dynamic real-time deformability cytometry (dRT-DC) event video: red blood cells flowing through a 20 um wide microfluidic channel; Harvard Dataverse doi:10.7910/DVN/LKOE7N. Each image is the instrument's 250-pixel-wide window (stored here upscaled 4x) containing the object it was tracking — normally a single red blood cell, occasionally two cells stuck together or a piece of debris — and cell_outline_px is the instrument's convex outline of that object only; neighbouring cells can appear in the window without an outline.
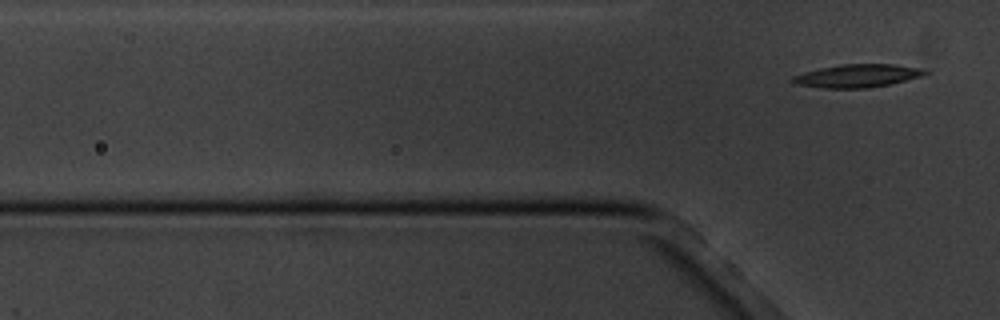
{"species": "common noctule bat (a hibernating species)", "species_latin": "Nyctalus noctula", "temperature_condition": "cold", "stored_images_in_passage": 7, "segment_of_instrument_passage": [2, 2], "camera_frame_rate_fps": 3000, "um_per_image_px": 0.085, "animal": {"sex": "male", "body_mass_g": 20.1, "forearm_length_mm": 53.5}, "frame": {"image": 1, "passage_image": 7, "time_ms": 7.0, "image_size_px": [1000, 320], "cell_outline_px": [[932, 72], [920, 76], [888, 84], [868, 88], [824, 88], [796, 84], [788, 80], [792, 76], [804, 72], [820, 68], [840, 64], [892, 64], [924, 68]], "centroid_in_image_um": [72.86, 6.43], "position_along_channel_um": 52.9, "area_um2": 17.8}}